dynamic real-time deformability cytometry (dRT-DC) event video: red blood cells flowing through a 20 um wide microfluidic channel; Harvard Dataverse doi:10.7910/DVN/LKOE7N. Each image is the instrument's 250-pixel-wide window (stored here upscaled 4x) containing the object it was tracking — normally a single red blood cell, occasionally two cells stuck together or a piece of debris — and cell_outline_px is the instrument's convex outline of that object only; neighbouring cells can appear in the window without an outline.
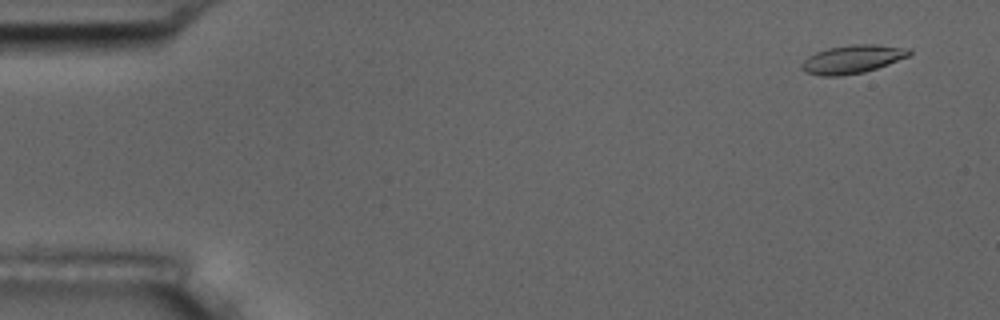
{"species": "common noctule bat (a hibernating species)", "species_latin": "Nyctalus noctula", "temperature_condition": "room temperature", "stored_images_in_passage": 8, "camera_frame_rate_fps": 3000, "um_per_image_px": 0.085, "animal": {"sex": "male", "body_mass_g": 17.5, "forearm_length_mm": 52.3}, "frame": {"image": 1, "passage_image": 1, "time_ms": 0.0, "image_size_px": [1000, 320], "cell_outline_px": [[912, 52], [908, 56], [888, 64], [864, 72], [840, 76], [820, 76], [808, 72], [800, 68], [800, 64], [808, 56], [816, 52], [828, 48], [852, 44], [872, 44], [912, 48]], "centroid_in_image_um": [72.45, 5.02], "position_along_channel_um": 12.5, "area_um2": 17.74}}
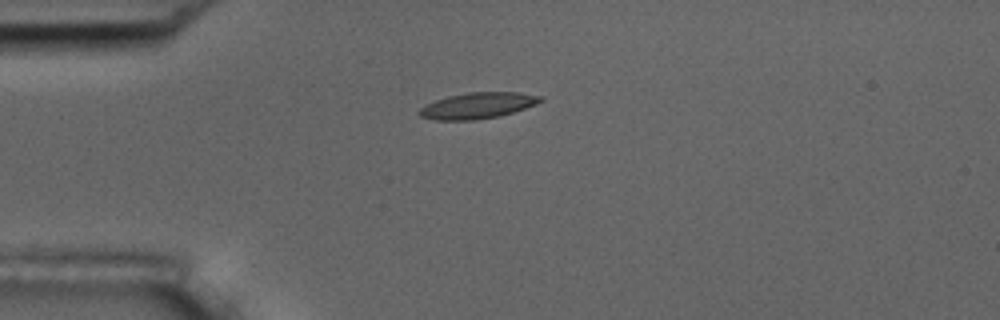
{"frame": {"image": 2, "passage_image": 4, "time_ms": 3.667, "image_size_px": [1000, 320], "cell_outline_px": [[544, 100], [536, 104], [500, 116], [476, 120], [436, 120], [420, 116], [416, 112], [424, 104], [448, 96], [468, 92], [520, 92], [544, 96]], "centroid_in_image_um": [40.6, 8.97], "position_along_channel_um": 44.4, "area_um2": 18.55}}
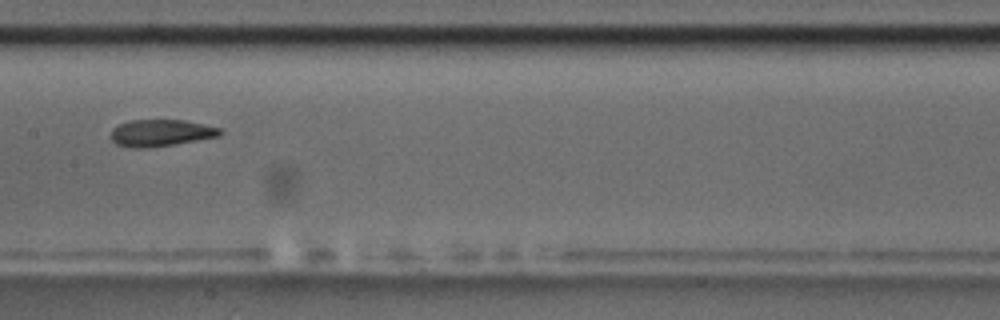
{"frame": {"image": 3, "passage_image": 8, "time_ms": 8.333, "image_size_px": [1000, 320], "cell_outline_px": [[224, 132], [220, 136], [176, 144], [148, 148], [132, 148], [116, 144], [108, 136], [112, 128], [120, 124], [132, 120], [184, 120], [204, 124], [220, 128]], "centroid_in_image_um": [13.66, 11.3], "position_along_channel_um": 193.7, "area_um2": 17.28}}